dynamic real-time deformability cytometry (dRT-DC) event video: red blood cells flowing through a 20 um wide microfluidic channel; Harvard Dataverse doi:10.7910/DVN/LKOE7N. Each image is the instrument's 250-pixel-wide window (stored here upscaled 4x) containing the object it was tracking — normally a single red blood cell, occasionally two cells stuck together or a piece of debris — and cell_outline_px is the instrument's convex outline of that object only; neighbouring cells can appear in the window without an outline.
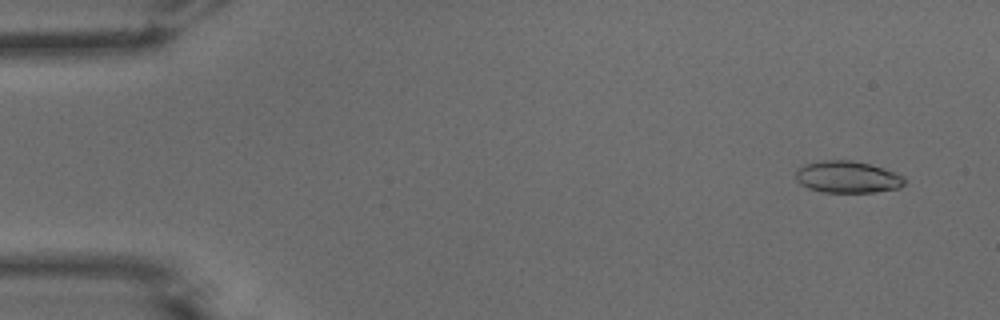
{"species": "common noctule bat (a hibernating species)", "species_latin": "Nyctalus noctula", "temperature_condition": "warm", "stored_images_in_passage": 51, "camera_frame_rate_fps": 3000, "um_per_image_px": 0.085, "animal": {"sex": "male", "body_mass_g": 15.6}, "frame": {"image": 1, "passage_image": 3, "time_ms": 0.667, "image_size_px": [1000, 320], "cell_outline_px": [[904, 184], [900, 188], [876, 192], [824, 192], [808, 188], [800, 184], [796, 180], [796, 172], [804, 164], [824, 160], [852, 160], [884, 168], [896, 172], [904, 176]], "centroid_in_image_um": [72.06, 15.05], "position_along_channel_um": 12.9, "area_um2": 20.23}}
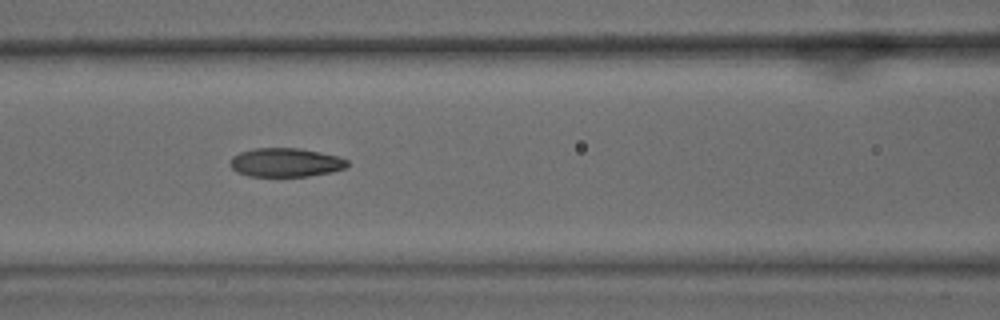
{"frame": {"image": 2, "passage_image": 22, "time_ms": 7.0, "image_size_px": [1000, 320], "cell_outline_px": [[348, 168], [332, 172], [308, 176], [248, 176], [236, 172], [228, 164], [232, 156], [240, 152], [256, 148], [300, 148], [340, 156], [348, 160]], "centroid_in_image_um": [24.29, 13.81], "position_along_channel_um": 142.3, "area_um2": 19.94}}
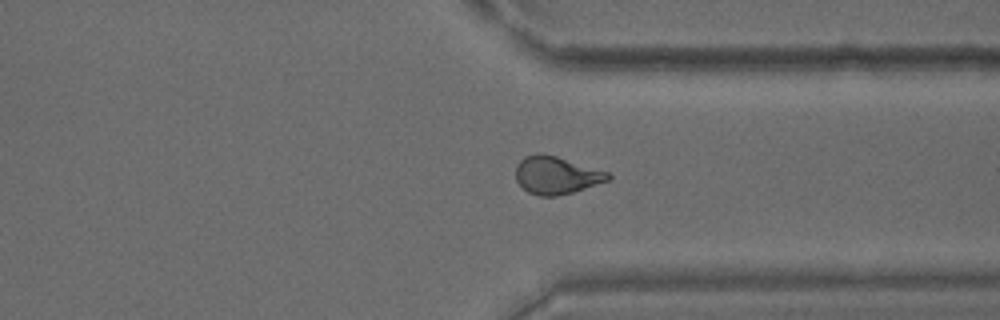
{"frame": {"image": 3, "passage_image": 39, "time_ms": 12.667, "image_size_px": [1000, 320], "cell_outline_px": [[612, 176], [608, 180], [572, 192], [556, 196], [540, 196], [528, 192], [516, 180], [516, 164], [524, 156], [536, 152], [540, 152], [556, 156], [608, 172]], "centroid_in_image_um": [47.24, 14.87], "position_along_channel_um": 364.2, "area_um2": 20.11}, "authors_computed_cell_mechanics": {"area_um2": 20.23, "velocity_mm_per_s": 3.9215, "shape_relaxation_time_tau1_ms": 8.4662, "shape_relaxation_time_tau2_ms": 1.6444, "deformation_change_tau1": 0.2418, "deformation_change_tau2": 0.0745}}